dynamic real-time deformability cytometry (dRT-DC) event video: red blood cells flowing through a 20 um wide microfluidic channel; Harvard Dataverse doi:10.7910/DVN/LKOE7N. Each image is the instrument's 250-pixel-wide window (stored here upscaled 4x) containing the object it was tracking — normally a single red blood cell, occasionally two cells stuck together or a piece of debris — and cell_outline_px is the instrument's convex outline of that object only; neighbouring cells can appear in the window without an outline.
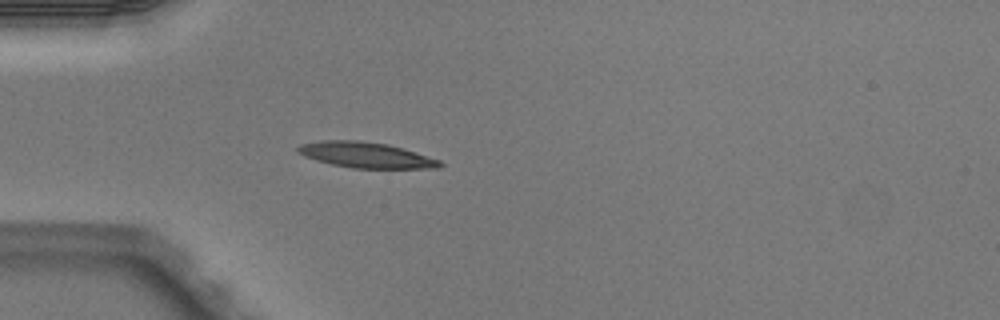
{"species": "Egyptian fruit bat (a non-hibernating species)", "species_latin": "Rousettus aegyptiacus", "temperature_condition": "warm", "stored_images_in_passage": 4, "camera_frame_rate_fps": 3000, "um_per_image_px": 0.085, "animal": {"sex": "male"}, "frame": {"image": 1, "passage_image": 4, "time_ms": 1.0, "image_size_px": [1000, 320], "cell_outline_px": [[444, 164], [440, 168], [352, 168], [332, 164], [316, 160], [304, 156], [296, 152], [296, 148], [300, 144], [324, 140], [356, 140], [388, 144], [440, 160]], "centroid_in_image_um": [31.08, 13.17], "position_along_channel_um": 53.9, "area_um2": 21.1}}